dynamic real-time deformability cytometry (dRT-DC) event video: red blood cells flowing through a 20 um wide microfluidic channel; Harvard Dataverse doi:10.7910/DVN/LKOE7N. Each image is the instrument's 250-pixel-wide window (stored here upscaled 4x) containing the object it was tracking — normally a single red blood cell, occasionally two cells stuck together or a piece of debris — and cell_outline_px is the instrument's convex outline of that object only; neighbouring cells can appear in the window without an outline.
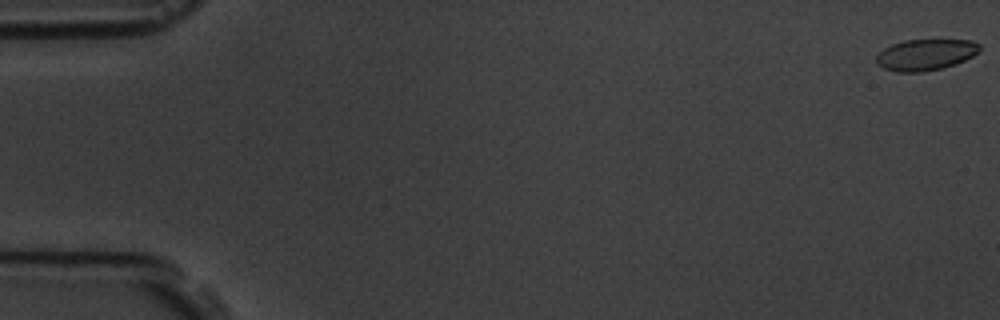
{"species": "common noctule bat (a hibernating species)", "species_latin": "Nyctalus noctula", "temperature_condition": "room temperature", "stored_images_in_passage": 3, "camera_frame_rate_fps": 3000, "um_per_image_px": 0.085, "animal": {"sex": "male", "body_mass_g": 19.5, "forearm_length_mm": 54.6}, "frame": {"image": 1, "passage_image": 1, "time_ms": 0.0, "image_size_px": [1000, 320], "cell_outline_px": [[980, 48], [972, 56], [956, 64], [940, 68], [920, 72], [896, 72], [884, 68], [876, 64], [876, 56], [884, 48], [892, 44], [904, 40], [972, 40], [980, 44]], "centroid_in_image_um": [78.64, 4.65], "position_along_channel_um": 6.4, "area_um2": 18.67}}